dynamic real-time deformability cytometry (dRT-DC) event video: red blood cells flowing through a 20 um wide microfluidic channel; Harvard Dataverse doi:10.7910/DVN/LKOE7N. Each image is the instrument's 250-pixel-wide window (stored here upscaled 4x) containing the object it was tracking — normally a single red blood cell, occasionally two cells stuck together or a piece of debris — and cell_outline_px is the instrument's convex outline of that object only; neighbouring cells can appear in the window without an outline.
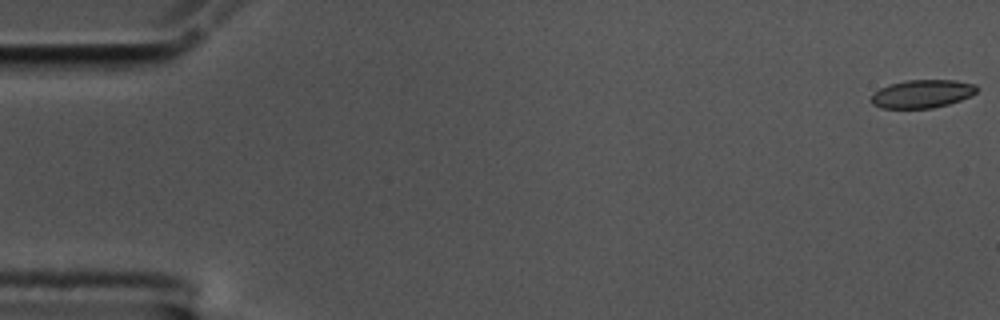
{"species": "common noctule bat (a hibernating species)", "species_latin": "Nyctalus noctula", "temperature_condition": "cold", "stored_images_in_passage": 57, "camera_frame_rate_fps": 3000, "um_per_image_px": 0.085, "animal": {"sex": "male", "body_mass_g": 17.5, "forearm_length_mm": 52.3}, "frame": {"image": 1, "passage_image": 1, "time_ms": 0.0, "image_size_px": [1000, 320], "cell_outline_px": [[980, 88], [972, 96], [948, 104], [932, 108], [880, 108], [872, 104], [868, 100], [872, 92], [888, 84], [908, 80], [956, 80], [976, 84]], "centroid_in_image_um": [78.36, 7.97], "position_along_channel_um": 6.6, "area_um2": 17.69}}
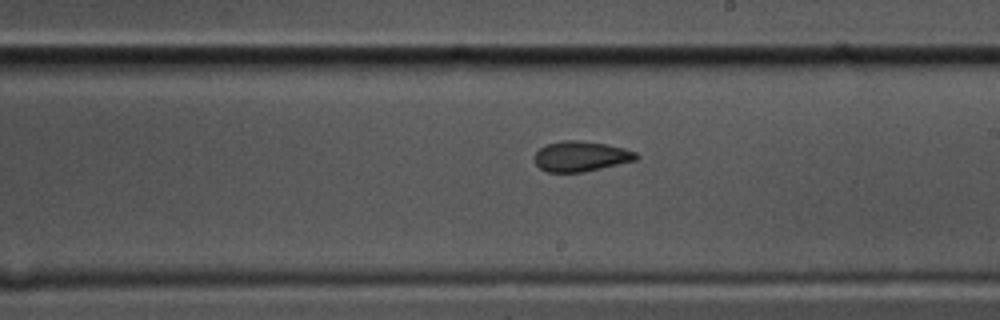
{"frame": {"image": 2, "passage_image": 33, "time_ms": 10.667, "image_size_px": [1000, 320], "cell_outline_px": [[640, 156], [636, 160], [584, 172], [548, 172], [540, 168], [532, 160], [532, 156], [540, 148], [548, 144], [564, 140], [580, 140], [604, 144], [624, 148], [636, 152]], "centroid_in_image_um": [49.35, 13.29], "position_along_channel_um": 239.7, "area_um2": 17.98}}
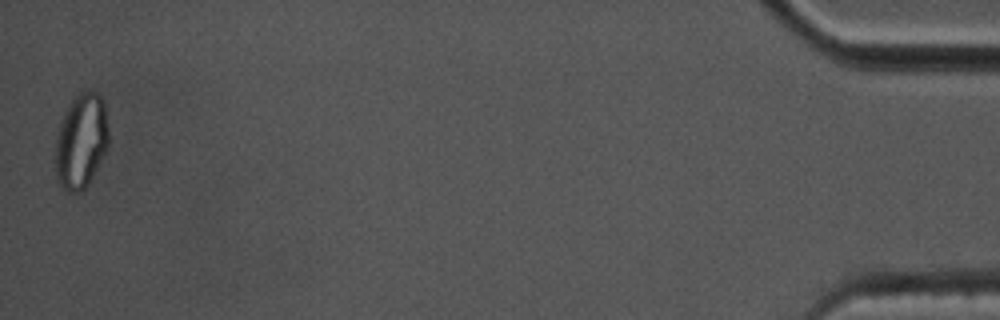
{"frame": {"image": 3, "passage_image": 57, "time_ms": 18.667, "image_size_px": [1000, 320], "cell_outline_px": [[108, 148], [88, 184], [80, 192], [68, 192], [60, 184], [56, 176], [56, 136], [64, 112], [72, 100], [84, 88], [96, 92], [104, 100], [108, 128]], "centroid_in_image_um": [6.91, 11.96], "position_along_channel_um": 428.3, "area_um2": 29.48}, "authors_computed_cell_mechanics": {"area_um2": 18.1492, "velocity_mm_per_s": 3.527, "shape_relaxation_time_tau1_ms": null, "shape_relaxation_time_tau2_ms": 1.9617, "deformation_change_tau1": null, "deformation_change_tau2": 0.0822}}